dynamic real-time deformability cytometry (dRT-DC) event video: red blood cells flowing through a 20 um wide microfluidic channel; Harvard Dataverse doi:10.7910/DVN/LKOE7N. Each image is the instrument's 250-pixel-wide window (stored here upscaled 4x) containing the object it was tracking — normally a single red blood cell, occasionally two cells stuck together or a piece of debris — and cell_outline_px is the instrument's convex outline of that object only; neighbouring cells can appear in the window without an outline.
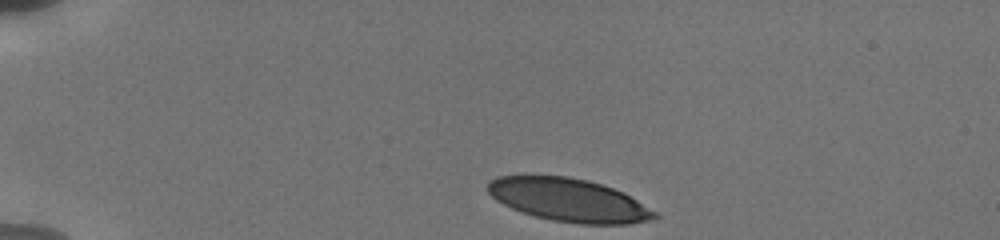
{"species": "human", "species_latin": "Homo sapiens", "temperature_condition": "cold", "stored_images_in_passage": 7, "camera_frame_rate_fps": 3000, "um_per_image_px": 0.085, "donor": {"sex": "male"}, "frame": {"image": 1, "passage_image": 1, "time_ms": 0.0, "image_size_px": [1000, 240], "cell_outline_px": [[660, 216], [652, 220], [628, 224], [580, 224], [552, 220], [536, 216], [512, 208], [496, 200], [484, 188], [488, 180], [496, 176], [568, 176], [588, 180], [624, 192], [660, 212]], "centroid_in_image_um": [48.39, 17.0], "position_along_channel_um": 36.6, "area_um2": 42.25}}
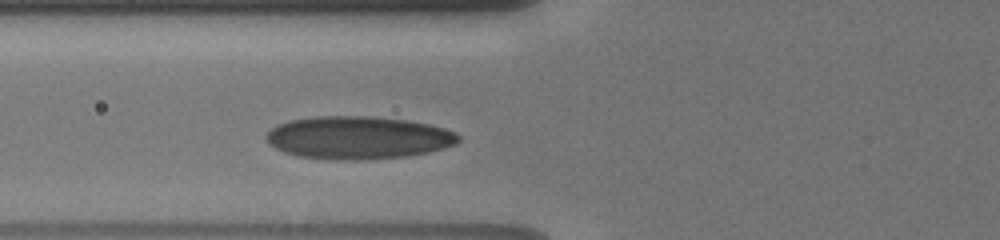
{"frame": {"image": 2, "passage_image": 7, "time_ms": 3.333, "image_size_px": [1000, 240], "cell_outline_px": [[460, 140], [456, 144], [444, 148], [428, 152], [404, 156], [360, 160], [336, 160], [300, 156], [284, 152], [268, 144], [264, 136], [276, 124], [288, 120], [316, 116], [372, 116], [408, 120], [428, 124], [444, 128], [456, 132], [460, 136]], "centroid_in_image_um": [30.42, 11.69], "position_along_channel_um": 95.4, "area_um2": 48.15}}